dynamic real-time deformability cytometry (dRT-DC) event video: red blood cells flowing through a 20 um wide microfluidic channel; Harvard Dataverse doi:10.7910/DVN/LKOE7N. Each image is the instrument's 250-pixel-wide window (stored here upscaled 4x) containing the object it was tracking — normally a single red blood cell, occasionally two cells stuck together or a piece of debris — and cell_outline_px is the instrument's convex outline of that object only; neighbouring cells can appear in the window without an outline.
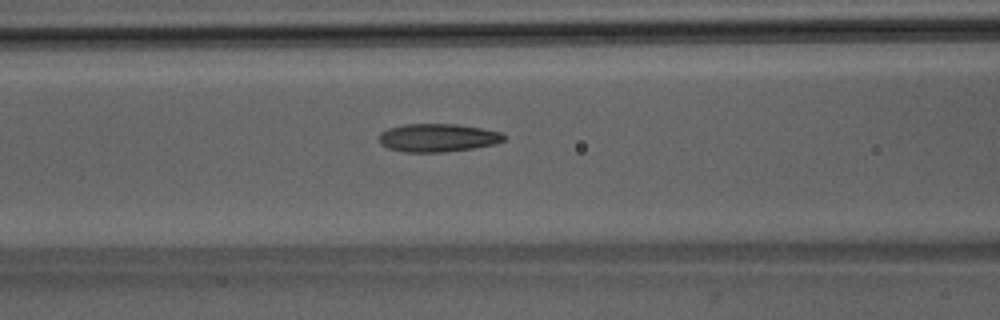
{"species": "Egyptian fruit bat (a non-hibernating species)", "species_latin": "Rousettus aegyptiacus", "temperature_condition": "room temperature", "stored_images_in_passage": 51, "camera_frame_rate_fps": 3000, "um_per_image_px": 0.085, "animal": {"sex": "male"}, "frame": {"image": 1, "passage_image": 22, "time_ms": 7.0, "image_size_px": [1000, 320], "cell_outline_px": [[508, 136], [504, 140], [496, 144], [472, 148], [444, 152], [404, 152], [388, 148], [380, 144], [380, 132], [388, 128], [404, 124], [456, 124], [480, 128], [500, 132]], "centroid_in_image_um": [37.21, 11.71], "position_along_channel_um": 129.4, "area_um2": 20.52}}
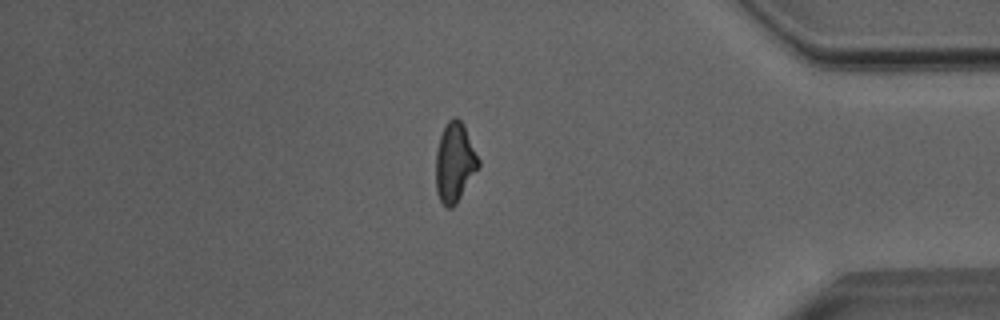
{"frame": {"image": 2, "passage_image": 44, "time_ms": 14.333, "image_size_px": [1000, 320], "cell_outline_px": [[480, 164], [456, 204], [452, 208], [444, 208], [436, 192], [436, 152], [440, 136], [448, 120], [452, 116], [456, 116], [464, 124], [480, 160]], "centroid_in_image_um": [38.64, 13.8], "position_along_channel_um": 396.6, "area_um2": 19.77}}
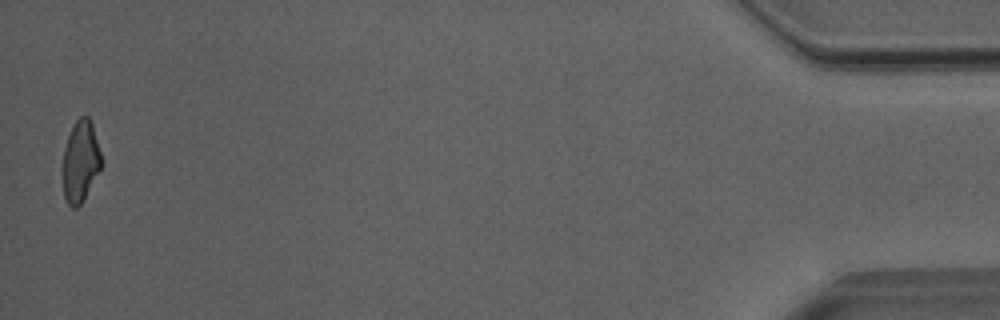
{"frame": {"image": 3, "passage_image": 51, "time_ms": 16.667, "image_size_px": [1000, 320], "cell_outline_px": [[104, 160], [100, 168], [80, 204], [76, 208], [72, 208], [68, 204], [64, 196], [64, 148], [68, 136], [76, 120], [80, 116], [88, 116], [92, 124]], "centroid_in_image_um": [6.87, 13.68], "position_along_channel_um": 428.3, "area_um2": 17.92}, "authors_computed_cell_mechanics": {"area_um2": 20.23, "velocity_mm_per_s": 4.0559, "shape_relaxation_time_tau1_ms": 10.7874, "shape_relaxation_time_tau2_ms": 2.5688, "deformation_change_tau1": 0.2513, "deformation_change_tau2": 0.1196}}